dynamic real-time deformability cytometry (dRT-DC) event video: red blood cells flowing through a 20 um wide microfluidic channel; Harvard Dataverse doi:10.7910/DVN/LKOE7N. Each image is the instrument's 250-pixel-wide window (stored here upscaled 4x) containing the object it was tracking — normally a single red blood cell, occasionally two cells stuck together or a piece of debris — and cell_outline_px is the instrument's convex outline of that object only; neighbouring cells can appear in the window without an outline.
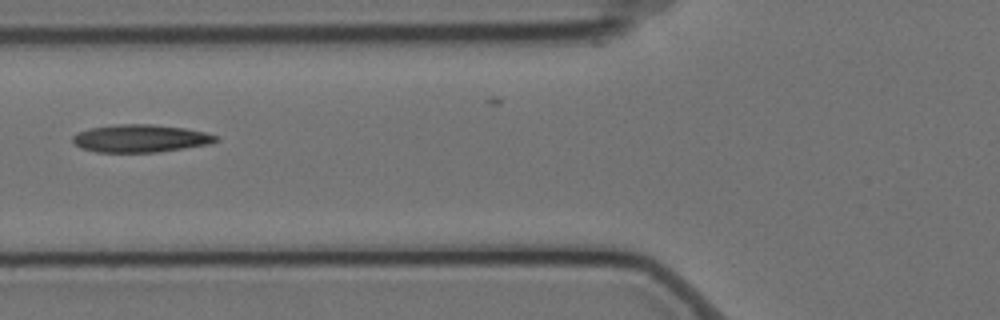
{"species": "Egyptian fruit bat (a non-hibernating species)", "species_latin": "Rousettus aegyptiacus", "temperature_condition": "cold", "stored_images_in_passage": 22, "camera_frame_rate_fps": 3000, "um_per_image_px": 0.085, "animal": {"sex": "female"}, "frame": {"image": 1, "passage_image": 2, "time_ms": 0.333, "image_size_px": [1000, 320], "cell_outline_px": [[220, 140], [208, 144], [184, 148], [156, 152], [96, 152], [80, 148], [72, 140], [72, 136], [80, 132], [92, 128], [120, 124], [152, 124], [184, 128], [204, 132], [220, 136]], "centroid_in_image_um": [11.97, 11.77], "position_along_channel_um": 113.8, "area_um2": 22.95}}
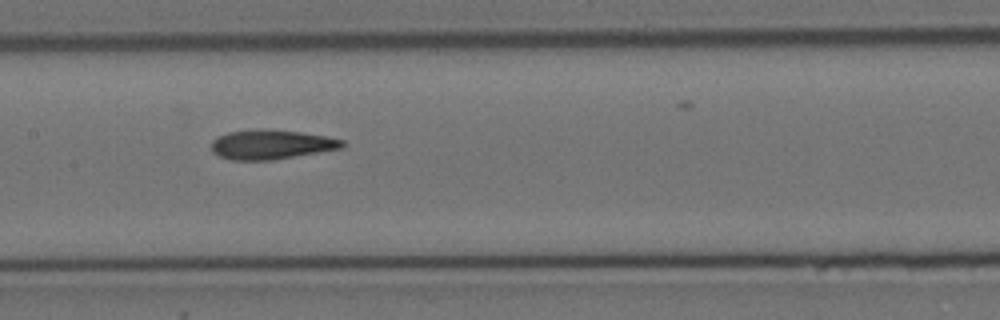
{"frame": {"image": 2, "passage_image": 8, "time_ms": 2.333, "image_size_px": [1000, 320], "cell_outline_px": [[344, 148], [272, 160], [232, 160], [220, 156], [212, 152], [212, 140], [216, 136], [228, 132], [256, 128], [264, 128], [300, 132], [328, 136], [344, 140]], "centroid_in_image_um": [23.05, 12.27], "position_along_channel_um": 184.3, "area_um2": 22.77}}
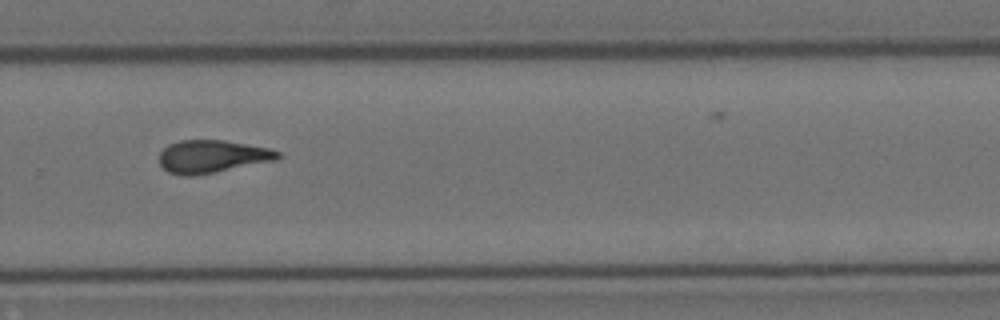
{"frame": {"image": 3, "passage_image": 19, "time_ms": 6.0, "image_size_px": [1000, 320], "cell_outline_px": [[284, 156], [276, 160], [192, 176], [180, 176], [168, 172], [160, 164], [160, 152], [168, 144], [180, 140], [224, 140], [268, 148], [280, 152]], "centroid_in_image_um": [18.02, 13.3], "position_along_channel_um": 311.8, "area_um2": 22.54}}